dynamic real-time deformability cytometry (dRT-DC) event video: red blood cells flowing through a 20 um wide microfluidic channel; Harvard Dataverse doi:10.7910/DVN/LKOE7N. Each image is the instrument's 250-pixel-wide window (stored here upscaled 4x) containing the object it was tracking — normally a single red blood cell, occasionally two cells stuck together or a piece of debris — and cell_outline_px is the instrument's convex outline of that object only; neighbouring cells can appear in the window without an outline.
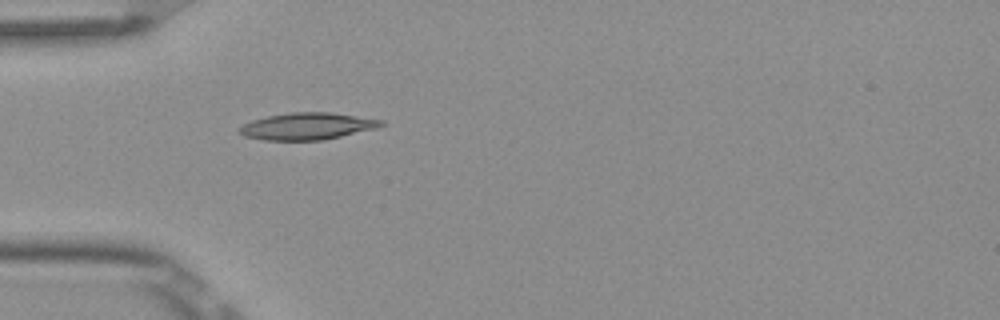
{"species": "Egyptian fruit bat (a non-hibernating species)", "species_latin": "Rousettus aegyptiacus", "temperature_condition": "room temperature", "stored_images_in_passage": 5, "camera_frame_rate_fps": 3000, "um_per_image_px": 0.085, "frame": {"image": 1, "passage_image": 5, "time_ms": 1.333, "image_size_px": [1000, 320], "cell_outline_px": [[384, 124], [376, 128], [324, 140], [264, 140], [244, 136], [236, 132], [236, 128], [252, 120], [268, 116], [292, 112], [328, 112], [384, 120]], "centroid_in_image_um": [26.06, 10.73], "position_along_channel_um": 58.9, "area_um2": 22.2}}